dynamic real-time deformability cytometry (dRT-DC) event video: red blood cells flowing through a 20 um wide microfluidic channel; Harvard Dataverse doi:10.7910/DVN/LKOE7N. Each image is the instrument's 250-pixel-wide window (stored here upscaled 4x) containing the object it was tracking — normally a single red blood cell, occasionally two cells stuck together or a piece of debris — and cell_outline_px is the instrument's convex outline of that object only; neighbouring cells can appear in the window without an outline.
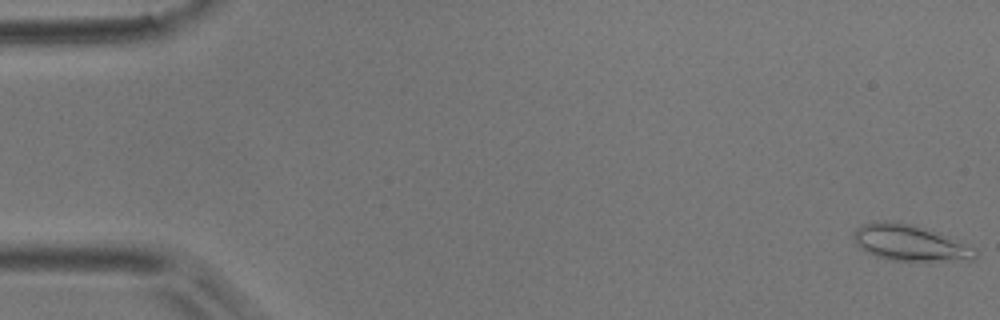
{"species": "common noctule bat (a hibernating species)", "species_latin": "Nyctalus noctula", "temperature_condition": "room temperature", "stored_images_in_passage": 53, "camera_frame_rate_fps": 3000, "um_per_image_px": 0.085, "animal": {"sex": "male", "body_mass_g": 17.9}, "frame": {"image": 1, "passage_image": 1, "time_ms": 0.0, "image_size_px": [1000, 320], "cell_outline_px": [[976, 260], [892, 260], [876, 256], [860, 248], [856, 244], [852, 236], [856, 228], [864, 224], [912, 224], [940, 232], [972, 248], [976, 252]], "centroid_in_image_um": [77.36, 20.68], "position_along_channel_um": 7.6, "area_um2": 24.51}}
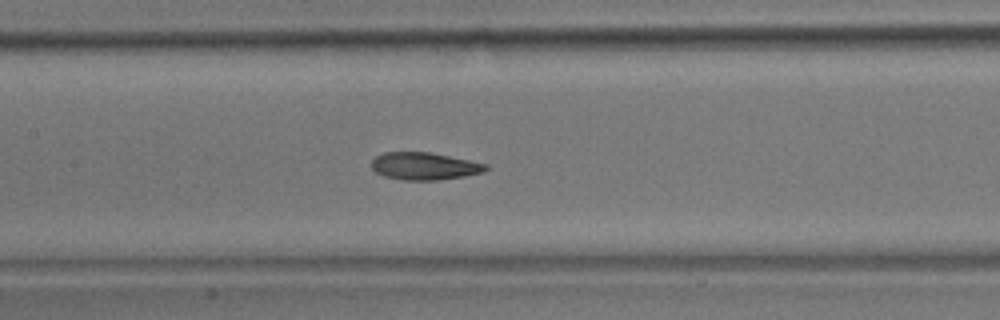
{"frame": {"image": 2, "passage_image": 25, "time_ms": 8.0, "image_size_px": [1000, 320], "cell_outline_px": [[488, 168], [484, 172], [464, 176], [440, 180], [400, 180], [384, 176], [376, 172], [372, 168], [372, 160], [376, 156], [384, 152], [428, 152], [488, 164]], "centroid_in_image_um": [36.06, 14.13], "position_along_channel_um": 171.3, "area_um2": 18.21}}
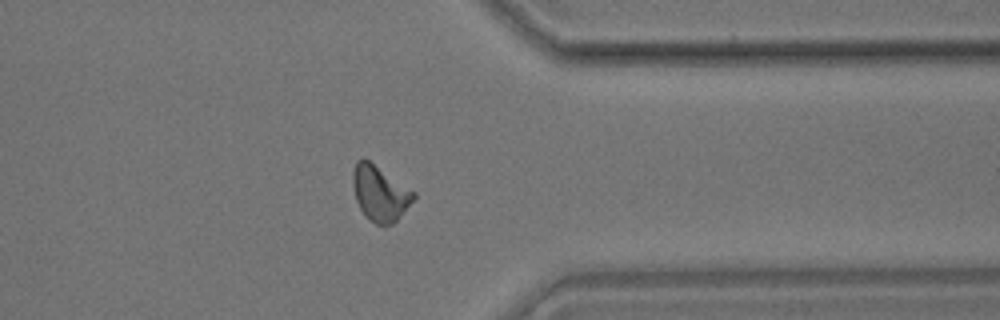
{"frame": {"image": 3, "passage_image": 42, "time_ms": 13.667, "image_size_px": [1000, 320], "cell_outline_px": [[416, 196], [396, 220], [392, 224], [376, 224], [360, 208], [356, 200], [352, 184], [352, 172], [356, 160], [364, 156], [416, 192]], "centroid_in_image_um": [32.27, 16.35], "position_along_channel_um": 379.1, "area_um2": 19.48}, "authors_computed_cell_mechanics": {"area_um2": 18.785, "velocity_mm_per_s": 3.7933, "shape_relaxation_time_tau1_ms": 3.8374, "shape_relaxation_time_tau2_ms": 1.9182, "deformation_change_tau1": 0.1269, "deformation_change_tau2": 0.0746}}